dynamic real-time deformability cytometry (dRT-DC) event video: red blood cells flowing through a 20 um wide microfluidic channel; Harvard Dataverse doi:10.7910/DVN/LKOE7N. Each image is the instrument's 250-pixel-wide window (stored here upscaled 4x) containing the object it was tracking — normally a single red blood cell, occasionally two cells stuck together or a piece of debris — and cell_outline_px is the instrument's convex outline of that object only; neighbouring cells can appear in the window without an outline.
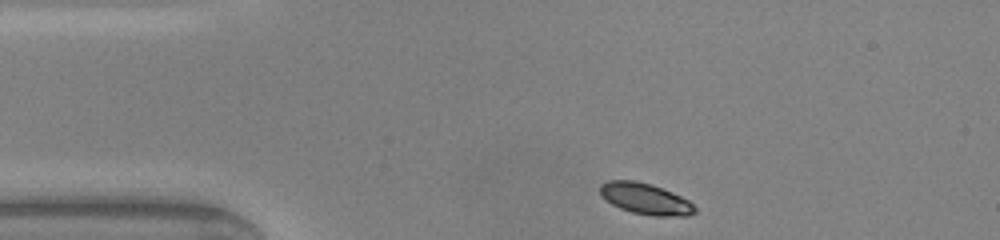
{"species": "common noctule bat (a hibernating species)", "species_latin": "Nyctalus noctula", "temperature_condition": "warm", "stored_images_in_passage": 41, "camera_frame_rate_fps": 3000, "um_per_image_px": 0.085, "animal": {"sex": "male", "body_mass_g": 20.0, "forearm_length_mm": 53.3}, "frame": {"image": 1, "passage_image": 1, "time_ms": 0.0, "image_size_px": [1000, 240], "cell_outline_px": [[696, 212], [688, 216], [656, 216], [632, 212], [620, 208], [612, 204], [600, 192], [600, 184], [608, 180], [632, 180], [652, 184], [680, 196], [688, 200], [696, 208]], "centroid_in_image_um": [54.88, 16.89], "position_along_channel_um": 30.1, "area_um2": 16.99}}
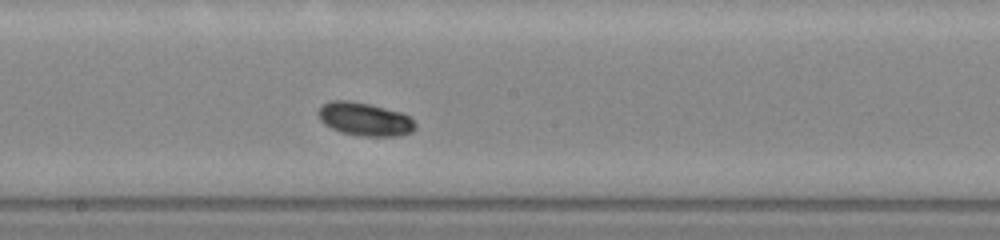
{"frame": {"image": 2, "passage_image": 18, "time_ms": 5.667, "image_size_px": [1000, 240], "cell_outline_px": [[416, 128], [412, 132], [400, 136], [360, 136], [340, 132], [324, 124], [320, 120], [320, 108], [324, 104], [332, 100], [348, 100], [368, 104], [400, 112], [408, 116], [416, 124]], "centroid_in_image_um": [31.02, 10.15], "position_along_channel_um": 217.2, "area_um2": 18.61}}
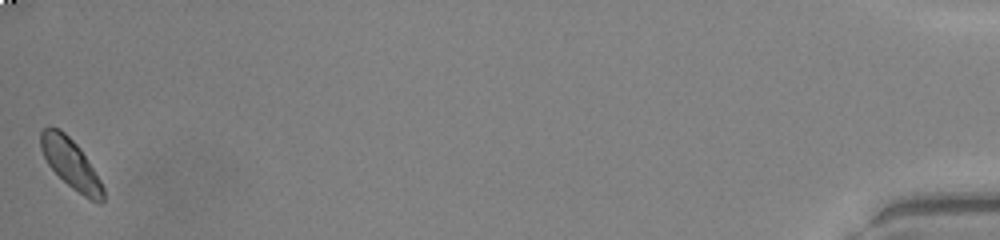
{"frame": {"image": 3, "passage_image": 41, "time_ms": 13.333, "image_size_px": [1000, 240], "cell_outline_px": [[104, 200], [100, 204], [84, 196], [72, 188], [48, 164], [40, 148], [40, 132], [48, 124], [60, 128], [80, 148], [100, 180], [104, 188]], "centroid_in_image_um": [6.0, 13.87], "position_along_channel_um": 429.2, "area_um2": 17.86}, "authors_computed_cell_mechanics": {"area_um2": 17.9758, "velocity_mm_per_s": 4.0897, "shape_relaxation_time_tau1_ms": 1.2578, "shape_relaxation_time_tau2_ms": null, "deformation_change_tau1": 0.077, "deformation_change_tau2": null}}